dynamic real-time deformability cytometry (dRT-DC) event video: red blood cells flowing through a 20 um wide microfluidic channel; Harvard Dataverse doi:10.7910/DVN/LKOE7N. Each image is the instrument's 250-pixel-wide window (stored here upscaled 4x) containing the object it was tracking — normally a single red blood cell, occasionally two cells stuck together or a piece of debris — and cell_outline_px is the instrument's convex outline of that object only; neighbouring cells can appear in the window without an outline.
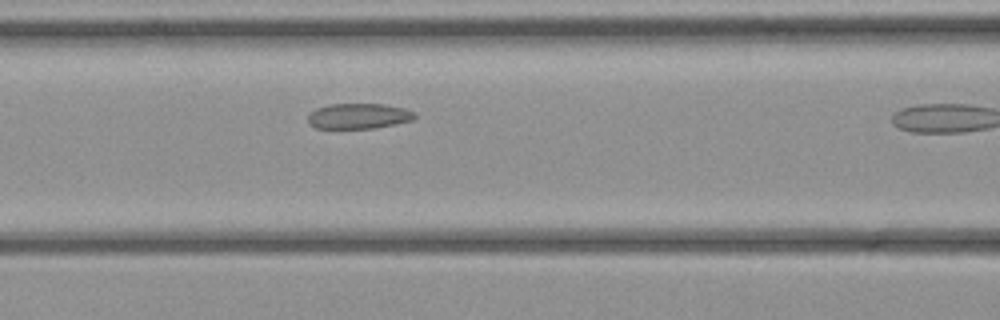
{"species": "common noctule bat (a hibernating species)", "species_latin": "Nyctalus noctula", "temperature_condition": "cold", "stored_images_in_passage": 11, "camera_frame_rate_fps": 3000, "um_per_image_px": 0.085, "animal": {"sex": "female", "body_mass_g": 21.9}, "frame": {"image": 1, "passage_image": 10, "time_ms": 3.0, "image_size_px": [1000, 320], "cell_outline_px": [[416, 116], [412, 120], [372, 128], [316, 128], [308, 124], [308, 116], [316, 108], [328, 104], [384, 104], [404, 108], [416, 112]], "centroid_in_image_um": [30.47, 9.86], "position_along_channel_um": 136.1, "area_um2": 15.72}}